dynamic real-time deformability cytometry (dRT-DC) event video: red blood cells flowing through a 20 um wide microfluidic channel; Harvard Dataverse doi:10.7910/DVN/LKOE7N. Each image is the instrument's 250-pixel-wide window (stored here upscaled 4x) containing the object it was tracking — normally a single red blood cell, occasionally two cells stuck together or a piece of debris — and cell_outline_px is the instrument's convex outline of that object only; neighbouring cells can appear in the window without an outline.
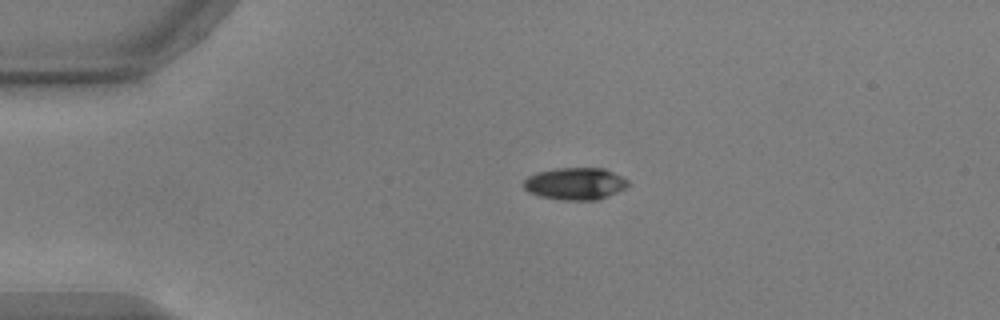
{"species": "common noctule bat (a hibernating species)", "species_latin": "Nyctalus noctula", "temperature_condition": "warm", "stored_images_in_passage": 5, "camera_frame_rate_fps": 3000, "um_per_image_px": 0.085, "animal": {"sex": "male", "body_mass_g": 17.9, "forearm_length_mm": 54.2}, "frame": {"image": 1, "passage_image": 1, "time_ms": 0.0, "image_size_px": [1000, 320], "cell_outline_px": [[628, 188], [600, 200], [564, 200], [540, 196], [528, 192], [524, 188], [524, 180], [528, 176], [536, 172], [556, 168], [604, 168], [628, 180]], "centroid_in_image_um": [48.91, 15.62], "position_along_channel_um": 36.1, "area_um2": 19.71}}